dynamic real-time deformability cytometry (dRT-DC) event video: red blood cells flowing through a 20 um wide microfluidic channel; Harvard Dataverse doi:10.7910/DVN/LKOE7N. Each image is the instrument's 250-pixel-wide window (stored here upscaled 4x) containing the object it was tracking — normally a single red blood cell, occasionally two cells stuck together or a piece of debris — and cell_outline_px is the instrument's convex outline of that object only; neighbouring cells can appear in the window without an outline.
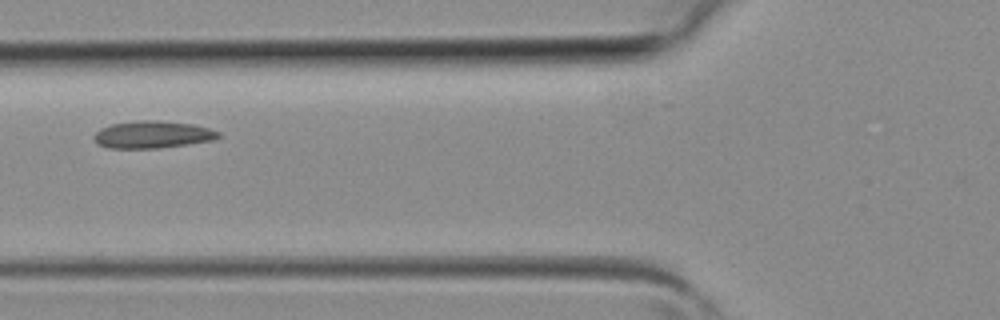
{"species": "common noctule bat (a hibernating species)", "species_latin": "Nyctalus noctula", "temperature_condition": "room temperature", "stored_images_in_passage": 6, "camera_frame_rate_fps": 3000, "um_per_image_px": 0.085, "animal": {"sex": "female", "body_mass_g": 19.3, "forearm_length_mm": 54.1}, "frame": {"image": 1, "passage_image": 6, "time_ms": 1.667, "image_size_px": [1000, 320], "cell_outline_px": [[220, 136], [212, 140], [156, 148], [108, 148], [100, 144], [92, 136], [100, 128], [112, 124], [140, 120], [160, 120], [192, 124], [208, 128], [220, 132]], "centroid_in_image_um": [12.94, 11.42], "position_along_channel_um": 112.9, "area_um2": 19.48}}